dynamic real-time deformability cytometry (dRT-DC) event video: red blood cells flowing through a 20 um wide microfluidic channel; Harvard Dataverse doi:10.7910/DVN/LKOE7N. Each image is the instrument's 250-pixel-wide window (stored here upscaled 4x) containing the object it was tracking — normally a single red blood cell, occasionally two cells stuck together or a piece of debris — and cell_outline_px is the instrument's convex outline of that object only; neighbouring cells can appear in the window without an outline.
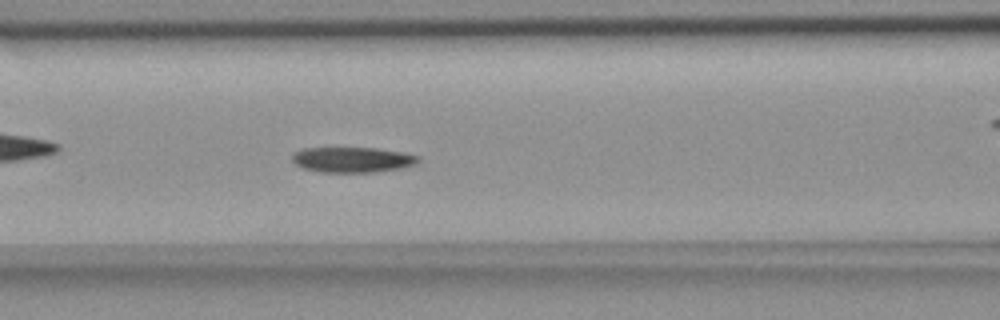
{"species": "common noctule bat (a hibernating species)", "species_latin": "Nyctalus noctula", "temperature_condition": "room temperature", "stored_images_in_passage": 40, "camera_frame_rate_fps": 3000, "um_per_image_px": 0.085, "animal": {"sex": "female", "body_mass_g": 18.4}, "frame": {"image": 1, "passage_image": 7, "time_ms": 2.0, "image_size_px": [1000, 320], "cell_outline_px": [[420, 160], [416, 164], [400, 168], [376, 172], [320, 172], [304, 168], [296, 164], [292, 160], [292, 156], [296, 152], [304, 148], [376, 148], [404, 152], [420, 156]], "centroid_in_image_um": [30.0, 13.57], "position_along_channel_um": 136.6, "area_um2": 18.61}}
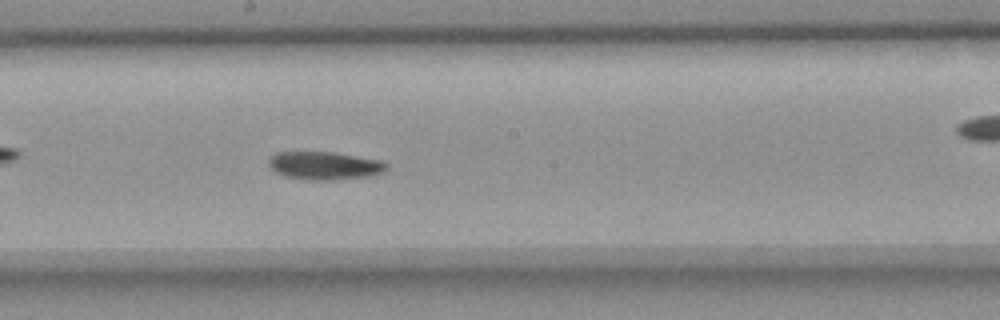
{"frame": {"image": 2, "passage_image": 14, "time_ms": 4.333, "image_size_px": [1000, 320], "cell_outline_px": [[388, 168], [384, 172], [376, 176], [336, 180], [312, 180], [284, 176], [276, 172], [268, 164], [268, 156], [276, 152], [336, 152], [384, 160], [388, 164]], "centroid_in_image_um": [27.66, 14.07], "position_along_channel_um": 220.5, "area_um2": 19.83}}
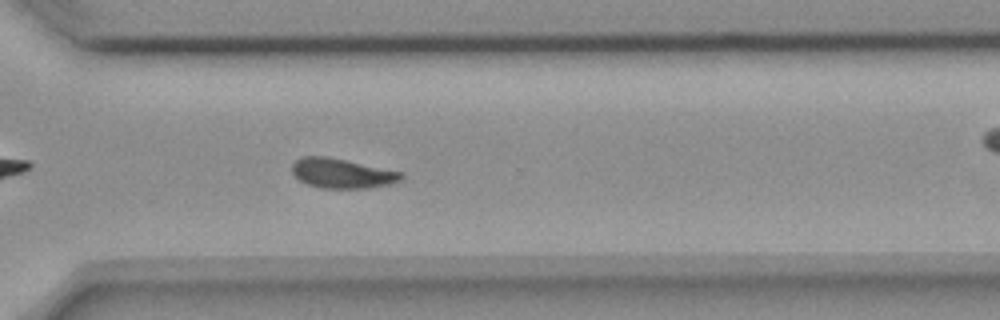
{"frame": {"image": 3, "passage_image": 24, "time_ms": 7.667, "image_size_px": [1000, 320], "cell_outline_px": [[404, 176], [400, 180], [388, 184], [368, 188], [320, 188], [308, 184], [300, 180], [292, 172], [292, 164], [300, 156], [328, 156], [404, 172]], "centroid_in_image_um": [29.07, 14.72], "position_along_channel_um": 341.5, "area_um2": 18.96}, "authors_computed_cell_mechanics": {"area_um2": 18.9584, "velocity_mm_per_s": 3.6176, "shape_relaxation_time_tau1_ms": 10.03, "shape_relaxation_time_tau2_ms": 9.8623, "deformation_change_tau1": 0.1986, "deformation_change_tau2": 0.1547}}